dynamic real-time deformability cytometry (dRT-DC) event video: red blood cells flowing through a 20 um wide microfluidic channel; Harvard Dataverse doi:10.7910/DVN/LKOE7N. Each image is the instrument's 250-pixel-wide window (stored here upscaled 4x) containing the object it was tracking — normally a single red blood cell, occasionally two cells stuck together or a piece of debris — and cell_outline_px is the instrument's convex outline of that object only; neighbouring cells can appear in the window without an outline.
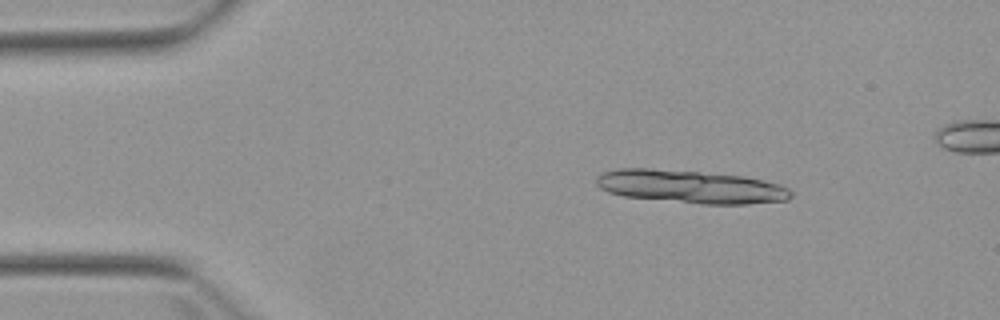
{"species": "Egyptian fruit bat (a non-hibernating species)", "species_latin": "Rousettus aegyptiacus", "temperature_condition": "warm", "stored_images_in_passage": 5, "camera_frame_rate_fps": 3000, "um_per_image_px": 0.085, "animal": {"sex": "female"}, "frame": {"image": 1, "passage_image": 2, "time_ms": 1.333, "image_size_px": [1000, 320], "cell_outline_px": [[792, 196], [788, 200], [748, 204], [700, 204], [624, 196], [608, 192], [600, 188], [596, 184], [596, 176], [600, 172], [616, 168], [648, 168], [744, 176], [764, 180], [780, 184], [788, 188], [792, 192]], "centroid_in_image_um": [58.69, 15.87], "position_along_channel_um": 26.3, "area_um2": 37.63}}